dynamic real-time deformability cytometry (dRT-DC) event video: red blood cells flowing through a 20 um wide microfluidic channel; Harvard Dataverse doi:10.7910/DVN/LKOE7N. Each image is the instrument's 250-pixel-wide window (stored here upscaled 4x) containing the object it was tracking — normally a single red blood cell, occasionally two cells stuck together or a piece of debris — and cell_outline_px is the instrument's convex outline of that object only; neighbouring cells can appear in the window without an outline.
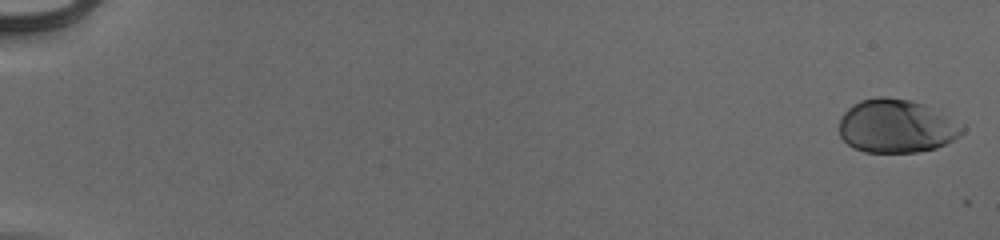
{"species": "human", "species_latin": "Homo sapiens", "temperature_condition": "cold", "stored_images_in_passage": 15, "camera_frame_rate_fps": 3000, "um_per_image_px": 0.085, "donor": {"sex": "male"}, "frame": {"image": 1, "passage_image": 1, "time_ms": 0.0, "image_size_px": [1000, 240], "cell_outline_px": [[964, 132], [960, 136], [936, 148], [916, 152], [864, 152], [852, 148], [840, 136], [840, 120], [844, 112], [852, 104], [860, 100], [876, 96], [884, 96], [912, 100], [924, 104], [964, 124]], "centroid_in_image_um": [76.2, 10.71], "position_along_channel_um": 8.8, "area_um2": 38.61}}